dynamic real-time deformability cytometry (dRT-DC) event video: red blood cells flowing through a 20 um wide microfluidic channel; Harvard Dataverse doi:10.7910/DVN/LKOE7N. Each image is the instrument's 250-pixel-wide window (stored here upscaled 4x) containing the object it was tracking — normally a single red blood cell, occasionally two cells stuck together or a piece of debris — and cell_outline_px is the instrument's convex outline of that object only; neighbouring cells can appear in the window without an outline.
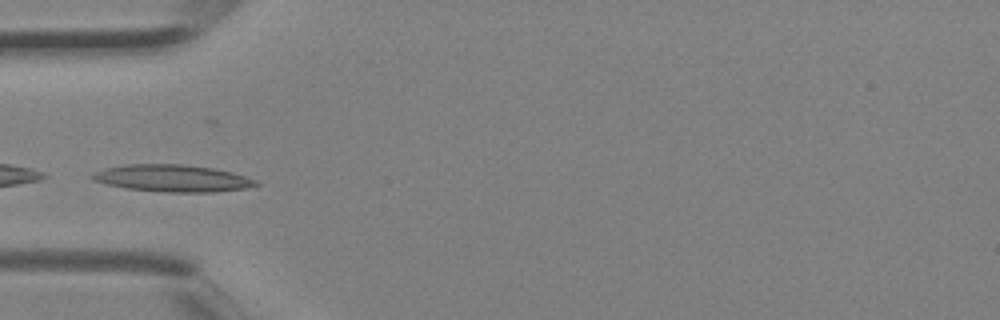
{"species": "Egyptian fruit bat (a non-hibernating species)", "species_latin": "Rousettus aegyptiacus", "temperature_condition": "room temperature", "stored_images_in_passage": 3, "camera_frame_rate_fps": 3000, "um_per_image_px": 0.085, "animal": {"sex": "female"}, "frame": {"image": 1, "passage_image": 3, "time_ms": 0.667, "image_size_px": [1000, 320], "cell_outline_px": [[260, 184], [244, 188], [216, 192], [164, 192], [128, 188], [108, 184], [92, 180], [88, 176], [92, 172], [104, 168], [124, 164], [184, 164], [212, 168], [232, 172], [256, 180]], "centroid_in_image_um": [14.61, 15.14], "position_along_channel_um": 70.4, "area_um2": 25.78}}